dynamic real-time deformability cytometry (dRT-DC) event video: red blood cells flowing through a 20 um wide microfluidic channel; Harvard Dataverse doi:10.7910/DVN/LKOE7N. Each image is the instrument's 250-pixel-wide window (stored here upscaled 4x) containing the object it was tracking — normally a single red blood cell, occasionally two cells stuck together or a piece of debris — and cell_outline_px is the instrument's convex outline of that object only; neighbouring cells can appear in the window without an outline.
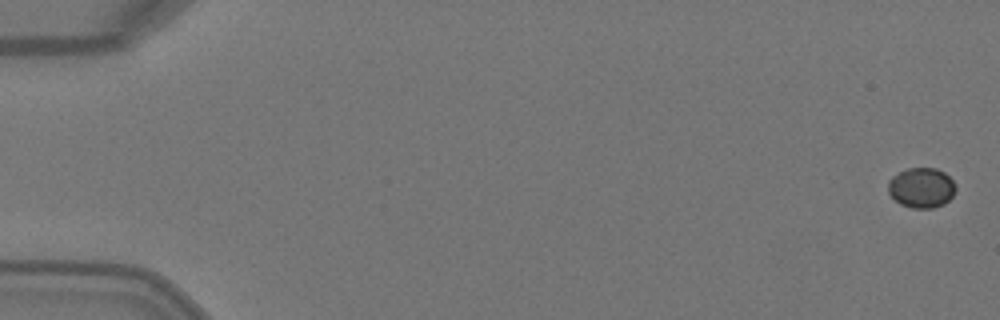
{"species": "Egyptian fruit bat (a non-hibernating species)", "species_latin": "Rousettus aegyptiacus", "temperature_condition": "warm", "stored_images_in_passage": 5, "camera_frame_rate_fps": 3000, "um_per_image_px": 0.085, "animal": {"sex": "female"}, "frame": {"image": 1, "passage_image": 1, "time_ms": 0.0, "image_size_px": [1000, 320], "cell_outline_px": [[956, 188], [952, 196], [944, 204], [932, 208], [912, 208], [900, 204], [888, 192], [888, 180], [892, 176], [908, 168], [936, 168], [944, 172], [952, 180]], "centroid_in_image_um": [78.31, 15.96], "position_along_channel_um": 6.7, "area_um2": 15.72}}
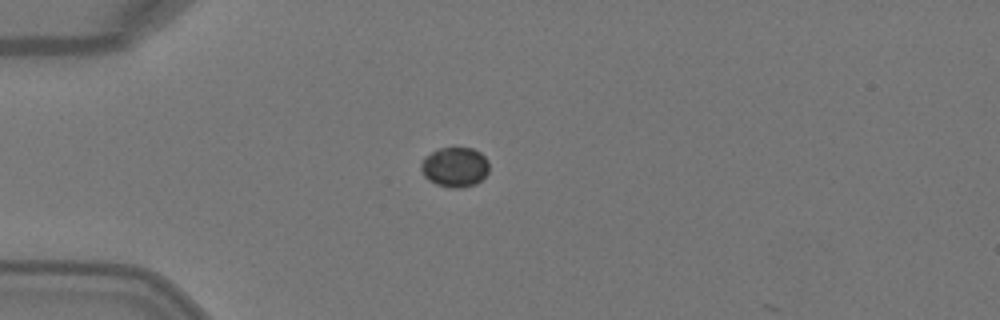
{"frame": {"image": 2, "passage_image": 4, "time_ms": 1.0, "image_size_px": [1000, 320], "cell_outline_px": [[488, 172], [476, 184], [460, 188], [448, 188], [436, 184], [428, 180], [424, 176], [420, 168], [420, 164], [424, 156], [440, 148], [472, 148], [480, 152], [488, 160]], "centroid_in_image_um": [38.64, 14.21], "position_along_channel_um": 46.4, "area_um2": 15.9}}